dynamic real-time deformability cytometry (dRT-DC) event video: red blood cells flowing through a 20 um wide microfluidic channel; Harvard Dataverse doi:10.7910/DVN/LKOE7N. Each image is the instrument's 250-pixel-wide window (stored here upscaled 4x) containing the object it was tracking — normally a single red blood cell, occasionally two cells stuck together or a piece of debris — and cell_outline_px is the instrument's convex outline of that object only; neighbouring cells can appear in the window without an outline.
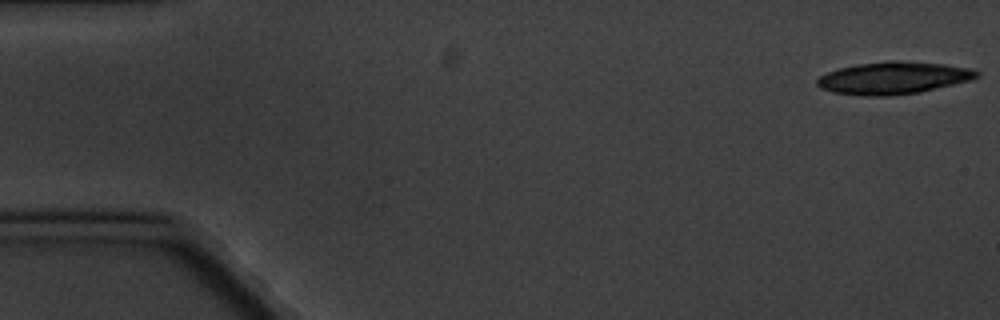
{"species": "common noctule bat (a hibernating species)", "species_latin": "Nyctalus noctula", "temperature_condition": "cold", "stored_images_in_passage": 8, "camera_frame_rate_fps": 3000, "um_per_image_px": 0.085, "animal": {"sex": "male", "body_mass_g": 20.1, "forearm_length_mm": 53.5}, "frame": {"image": 1, "passage_image": 1, "time_ms": 0.0, "image_size_px": [1000, 320], "cell_outline_px": [[980, 76], [972, 80], [916, 92], [888, 96], [864, 96], [832, 92], [820, 88], [816, 84], [816, 80], [820, 76], [828, 72], [840, 68], [856, 64], [888, 60], [896, 60], [944, 64], [968, 68], [980, 72]], "centroid_in_image_um": [75.91, 6.62], "position_along_channel_um": 9.1, "area_um2": 29.94}}
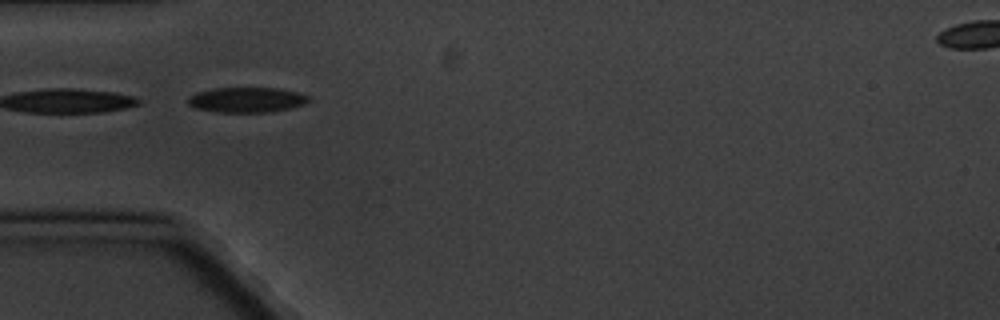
{"frame": {"image": 2, "passage_image": 6, "time_ms": 5.667, "image_size_px": [1000, 320], "cell_outline_px": [[312, 100], [304, 104], [292, 108], [272, 112], [216, 112], [196, 108], [188, 104], [188, 96], [196, 92], [212, 88], [280, 88], [296, 92], [308, 96]], "centroid_in_image_um": [20.97, 8.48], "position_along_channel_um": 64.0, "area_um2": 17.86}}